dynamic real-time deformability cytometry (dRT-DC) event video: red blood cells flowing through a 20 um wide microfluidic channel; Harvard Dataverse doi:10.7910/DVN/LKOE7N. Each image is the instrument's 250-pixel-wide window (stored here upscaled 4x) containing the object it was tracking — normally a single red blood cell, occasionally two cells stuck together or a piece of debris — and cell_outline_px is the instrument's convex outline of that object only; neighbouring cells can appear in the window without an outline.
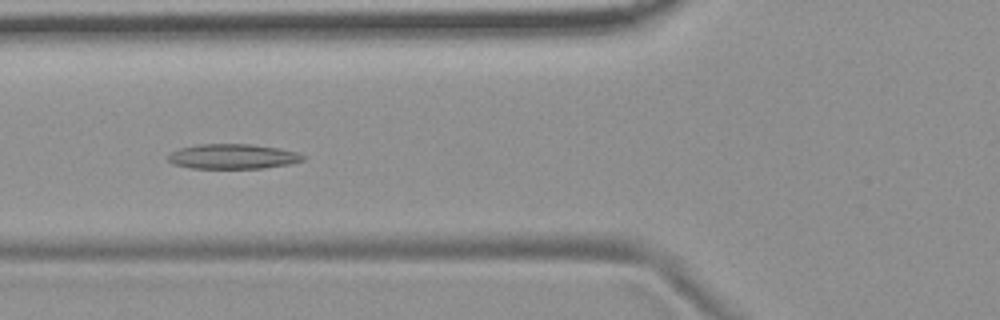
{"species": "common noctule bat (a hibernating species)", "species_latin": "Nyctalus noctula", "temperature_condition": "room temperature", "stored_images_in_passage": 55, "camera_frame_rate_fps": 3000, "um_per_image_px": 0.085, "animal": {"sex": "female", "body_mass_g": 19.9}, "frame": {"image": 1, "passage_image": 21, "time_ms": 6.667, "image_size_px": [1000, 320], "cell_outline_px": [[308, 156], [304, 160], [288, 164], [264, 168], [192, 168], [172, 164], [168, 160], [168, 156], [172, 152], [180, 148], [196, 144], [248, 144], [280, 148], [296, 152]], "centroid_in_image_um": [19.8, 13.3], "position_along_channel_um": 106.0, "area_um2": 19.59}}
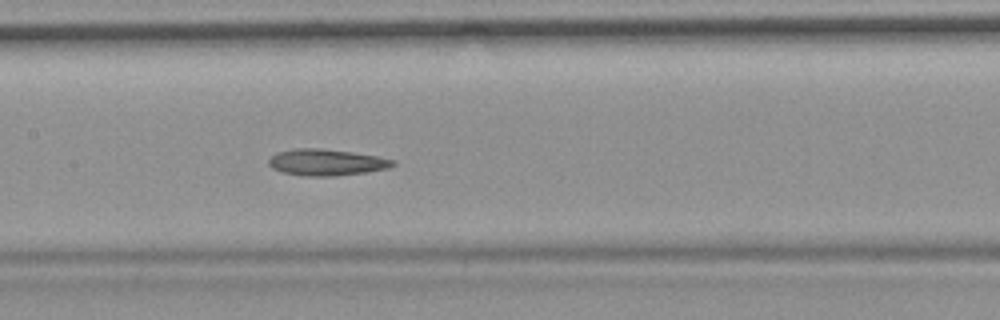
{"frame": {"image": 2, "passage_image": 27, "time_ms": 8.667, "image_size_px": [1000, 320], "cell_outline_px": [[396, 164], [388, 168], [368, 172], [336, 176], [304, 176], [280, 172], [272, 168], [268, 164], [268, 160], [276, 152], [296, 148], [316, 148], [352, 152], [376, 156], [396, 160]], "centroid_in_image_um": [27.73, 13.8], "position_along_channel_um": 179.7, "area_um2": 19.25}}
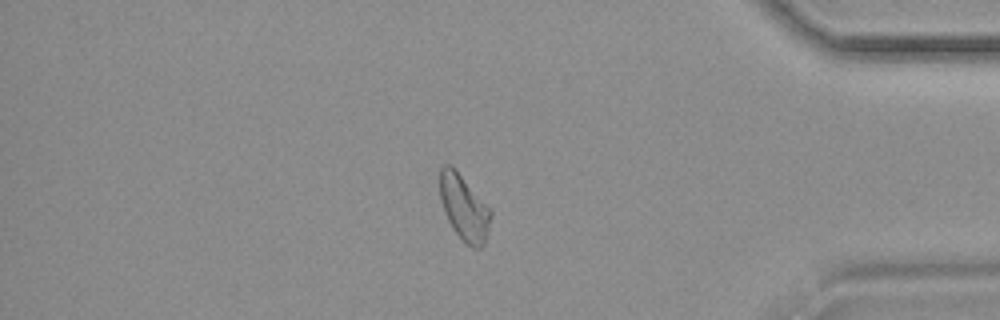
{"frame": {"image": 3, "passage_image": 47, "time_ms": 15.333, "image_size_px": [1000, 320], "cell_outline_px": [[492, 216], [484, 244], [480, 248], [472, 248], [452, 228], [444, 212], [440, 200], [440, 168], [444, 164], [448, 164], [492, 208]], "centroid_in_image_um": [39.46, 17.68], "position_along_channel_um": 395.7, "area_um2": 19.13}, "authors_computed_cell_mechanics": {"area_um2": 19.7098, "velocity_mm_per_s": 3.6804, "shape_relaxation_time_tau1_ms": null, "shape_relaxation_time_tau2_ms": 6.3105, "deformation_change_tau1": null, "deformation_change_tau2": 0.1274}}